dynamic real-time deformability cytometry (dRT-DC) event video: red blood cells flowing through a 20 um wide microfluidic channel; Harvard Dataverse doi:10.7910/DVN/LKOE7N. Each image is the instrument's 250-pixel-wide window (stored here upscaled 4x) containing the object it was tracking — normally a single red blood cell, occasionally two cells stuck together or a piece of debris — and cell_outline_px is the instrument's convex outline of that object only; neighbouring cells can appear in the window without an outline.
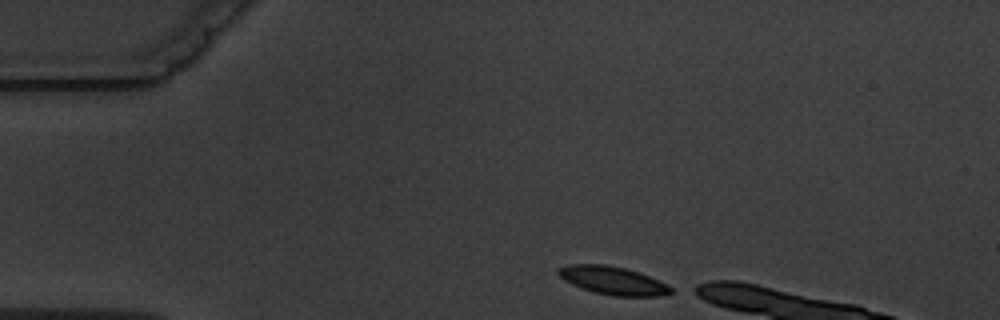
{"species": "common noctule bat (a hibernating species)", "species_latin": "Nyctalus noctula", "temperature_condition": "warm", "stored_images_in_passage": 4, "camera_frame_rate_fps": 3000, "um_per_image_px": 0.085, "animal": {"sex": "male", "body_mass_g": 19.5, "forearm_length_mm": 54.6}, "frame": {"image": 1, "passage_image": 1, "time_ms": 0.0, "image_size_px": [1000, 320], "cell_outline_px": [[676, 292], [660, 296], [612, 296], [580, 288], [564, 280], [556, 272], [556, 268], [568, 264], [604, 264], [624, 268], [648, 276], [672, 288]], "centroid_in_image_um": [52.04, 23.85], "position_along_channel_um": 33.0, "area_um2": 18.32}}